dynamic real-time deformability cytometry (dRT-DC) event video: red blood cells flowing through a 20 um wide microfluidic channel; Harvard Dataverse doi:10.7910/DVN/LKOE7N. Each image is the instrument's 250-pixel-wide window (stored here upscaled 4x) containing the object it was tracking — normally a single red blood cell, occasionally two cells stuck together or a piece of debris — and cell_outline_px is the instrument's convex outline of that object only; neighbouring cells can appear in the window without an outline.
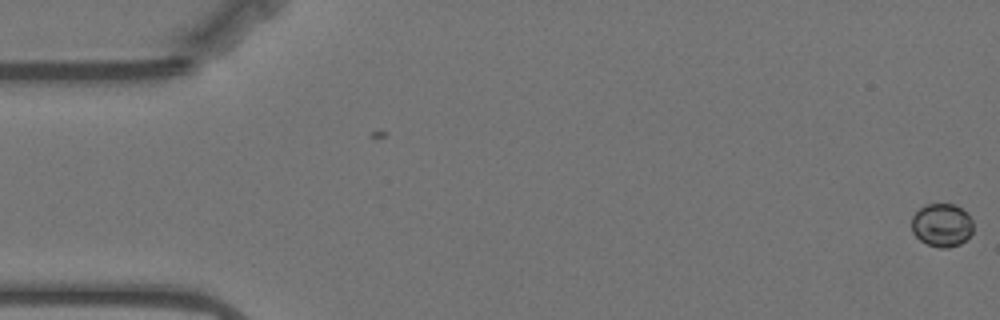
{"species": "Egyptian fruit bat (a non-hibernating species)", "species_latin": "Rousettus aegyptiacus", "temperature_condition": "warm", "stored_images_in_passage": 3, "camera_frame_rate_fps": 3000, "um_per_image_px": 0.085, "animal": {"sex": "female"}, "frame": {"image": 1, "passage_image": 3, "time_ms": 0.667, "image_size_px": [1000, 320], "cell_outline_px": [[972, 232], [960, 244], [948, 248], [940, 248], [928, 244], [920, 240], [912, 232], [912, 216], [924, 204], [956, 204], [968, 212], [972, 220]], "centroid_in_image_um": [80.06, 19.12], "position_along_channel_um": 4.9, "area_um2": 15.61}}